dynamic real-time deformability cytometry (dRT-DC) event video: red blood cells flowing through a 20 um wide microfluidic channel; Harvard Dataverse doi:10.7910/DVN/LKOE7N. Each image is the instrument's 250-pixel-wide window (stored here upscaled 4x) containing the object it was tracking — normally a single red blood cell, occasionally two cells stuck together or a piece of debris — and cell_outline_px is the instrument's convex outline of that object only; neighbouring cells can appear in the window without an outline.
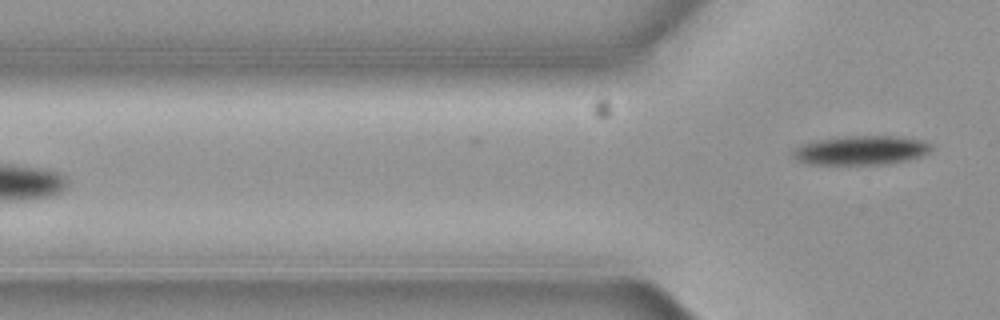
{"species": "common noctule bat (a hibernating species)", "species_latin": "Nyctalus noctula", "temperature_condition": "cold", "stored_images_in_passage": 2, "camera_frame_rate_fps": 3000, "um_per_image_px": 0.085, "animal": {"sex": "female", "body_mass_g": 19.3, "forearm_length_mm": 54.1}, "frame": {"image": 1, "passage_image": 2, "time_ms": 0.333, "image_size_px": [1000, 320], "cell_outline_px": [[932, 152], [908, 160], [888, 164], [812, 164], [800, 160], [792, 156], [792, 152], [796, 148], [812, 140], [844, 136], [900, 136], [924, 140], [932, 144]], "centroid_in_image_um": [73.26, 12.76], "position_along_channel_um": 52.5, "area_um2": 23.64}}